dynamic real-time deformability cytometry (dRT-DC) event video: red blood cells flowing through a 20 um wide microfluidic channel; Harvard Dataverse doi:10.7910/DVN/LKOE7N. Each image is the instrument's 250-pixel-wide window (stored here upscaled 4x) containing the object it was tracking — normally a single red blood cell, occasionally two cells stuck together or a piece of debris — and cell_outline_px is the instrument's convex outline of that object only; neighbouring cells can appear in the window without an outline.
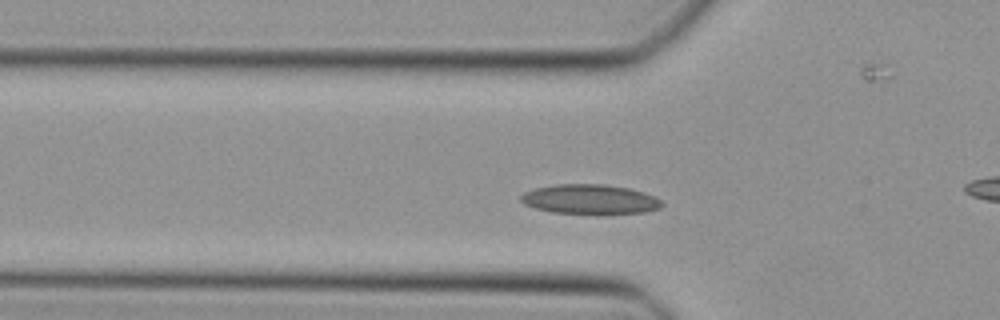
{"species": "Egyptian fruit bat (a non-hibernating species)", "species_latin": "Rousettus aegyptiacus", "temperature_condition": "cold", "stored_images_in_passage": 43, "camera_frame_rate_fps": 3000, "um_per_image_px": 0.085, "animal": {"sex": "female"}, "frame": {"image": 1, "passage_image": 10, "time_ms": 3.0, "image_size_px": [1000, 320], "cell_outline_px": [[664, 204], [660, 208], [644, 212], [552, 212], [536, 208], [524, 204], [520, 200], [520, 196], [524, 192], [536, 188], [556, 184], [604, 184], [628, 188], [644, 192], [664, 200]], "centroid_in_image_um": [50.16, 16.91], "position_along_channel_um": 75.6, "area_um2": 23.81}}
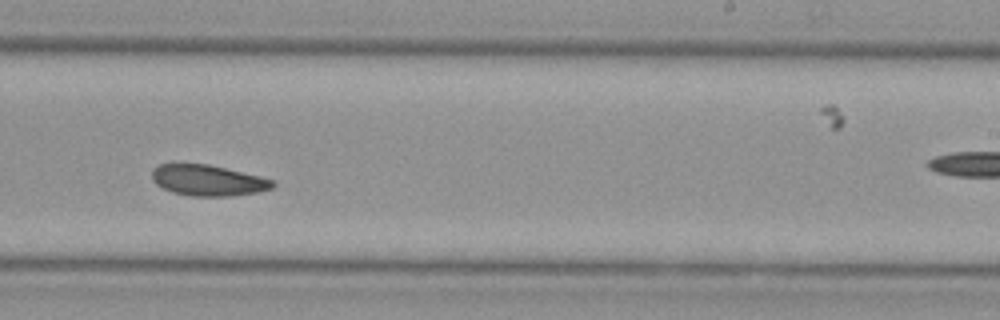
{"frame": {"image": 2, "passage_image": 24, "time_ms": 7.667, "image_size_px": [1000, 320], "cell_outline_px": [[276, 184], [272, 188], [256, 192], [232, 196], [192, 196], [172, 192], [156, 184], [152, 180], [152, 168], [160, 164], [176, 160], [208, 164], [260, 176], [272, 180]], "centroid_in_image_um": [17.59, 15.28], "position_along_channel_um": 271.4, "area_um2": 22.31}}
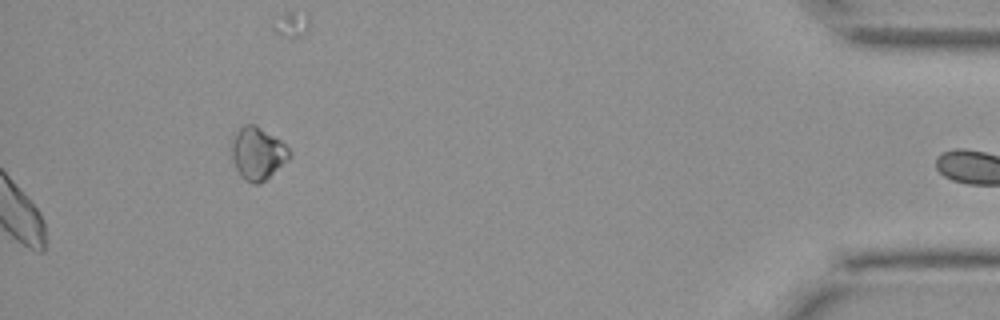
{"frame": {"image": 3, "passage_image": 43, "time_ms": 14.0, "image_size_px": [1000, 320], "cell_outline_px": [[292, 156], [288, 160], [260, 184], [252, 184], [240, 176], [236, 168], [232, 156], [232, 144], [240, 128], [244, 124], [256, 124], [280, 140], [288, 148]], "centroid_in_image_um": [21.92, 13.05], "position_along_channel_um": 413.3, "area_um2": 17.4}}